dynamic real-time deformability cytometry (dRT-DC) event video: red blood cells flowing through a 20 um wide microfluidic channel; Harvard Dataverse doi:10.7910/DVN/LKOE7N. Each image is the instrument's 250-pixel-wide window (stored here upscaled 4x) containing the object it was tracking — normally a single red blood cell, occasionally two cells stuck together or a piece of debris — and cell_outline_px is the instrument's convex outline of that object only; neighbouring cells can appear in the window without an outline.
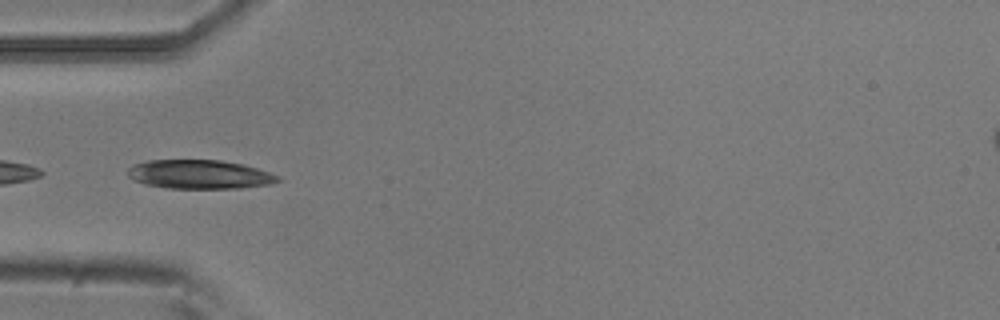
{"species": "common noctule bat (a hibernating species)", "species_latin": "Nyctalus noctula", "temperature_condition": "room temperature", "stored_images_in_passage": 15, "camera_frame_rate_fps": 3000, "um_per_image_px": 0.085, "animal": {"sex": "male", "body_mass_g": 20.5, "forearm_length_mm": 52.5}, "frame": {"image": 1, "passage_image": 9, "time_ms": 2.667, "image_size_px": [1000, 320], "cell_outline_px": [[280, 180], [268, 184], [240, 188], [168, 188], [144, 184], [128, 176], [128, 168], [132, 164], [148, 160], [220, 160], [244, 164], [280, 176]], "centroid_in_image_um": [16.94, 14.81], "position_along_channel_um": 68.1, "area_um2": 25.2}}